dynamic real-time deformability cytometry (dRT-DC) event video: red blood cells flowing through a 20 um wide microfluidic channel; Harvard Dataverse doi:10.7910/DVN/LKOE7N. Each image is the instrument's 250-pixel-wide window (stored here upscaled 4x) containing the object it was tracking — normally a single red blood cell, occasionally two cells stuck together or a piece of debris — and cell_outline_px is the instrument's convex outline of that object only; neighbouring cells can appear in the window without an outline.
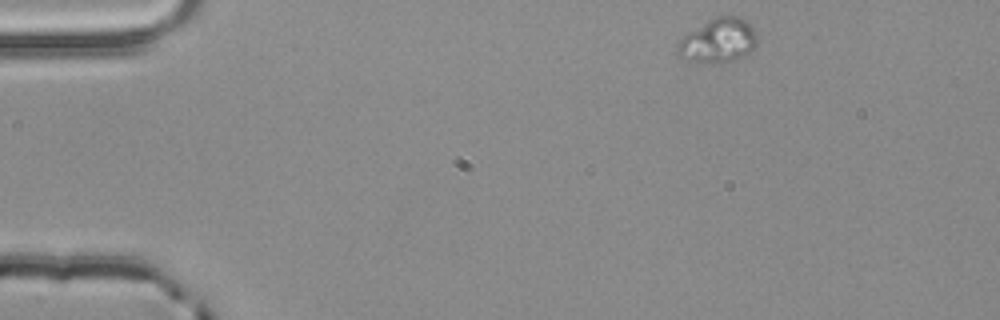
{"species": "common noctule bat (a hibernating species)", "species_latin": "Nyctalus noctula", "temperature_condition": "room temperature", "stored_images_in_passage": 15, "camera_frame_rate_fps": 3000, "um_per_image_px": 0.085, "animal": {"sex": "male", "body_mass_g": 20.4}, "frame": {"image": 1, "passage_image": 1, "time_ms": 0.0, "image_size_px": [1000, 320], "cell_outline_px": [[756, 44], [744, 56], [732, 60], [716, 64], [708, 64], [684, 60], [676, 52], [676, 44], [688, 32], [716, 16], [736, 16], [748, 20], [756, 28]], "centroid_in_image_um": [61.04, 3.46], "position_along_channel_um": 24.0, "area_um2": 20.81}}